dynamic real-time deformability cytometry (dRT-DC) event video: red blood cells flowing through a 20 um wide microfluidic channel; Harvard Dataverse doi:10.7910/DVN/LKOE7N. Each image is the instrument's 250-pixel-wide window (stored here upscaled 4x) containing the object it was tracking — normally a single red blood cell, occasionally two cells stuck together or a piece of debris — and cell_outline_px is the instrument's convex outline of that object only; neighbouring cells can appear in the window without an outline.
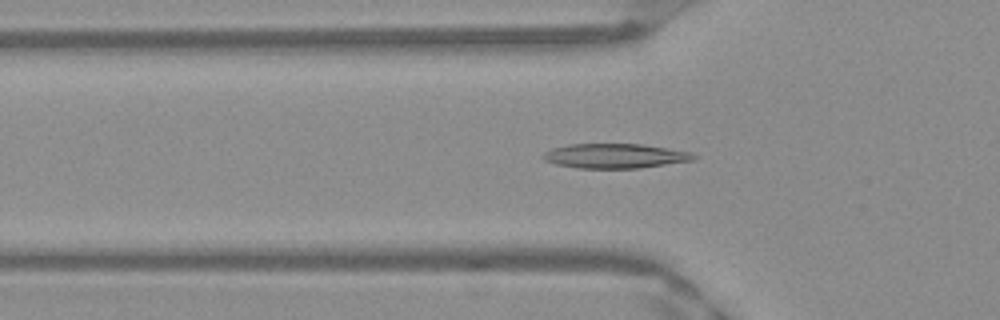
{"species": "Egyptian fruit bat (a non-hibernating species)", "species_latin": "Rousettus aegyptiacus", "temperature_condition": "warm", "stored_images_in_passage": 51, "camera_frame_rate_fps": 3000, "um_per_image_px": 0.085, "frame": {"image": 1, "passage_image": 17, "time_ms": 5.333, "image_size_px": [1000, 320], "cell_outline_px": [[700, 156], [696, 160], [636, 168], [576, 168], [556, 164], [544, 160], [544, 152], [552, 148], [568, 144], [640, 144], [692, 152]], "centroid_in_image_um": [52.31, 13.25], "position_along_channel_um": 73.5, "area_um2": 21.56}}
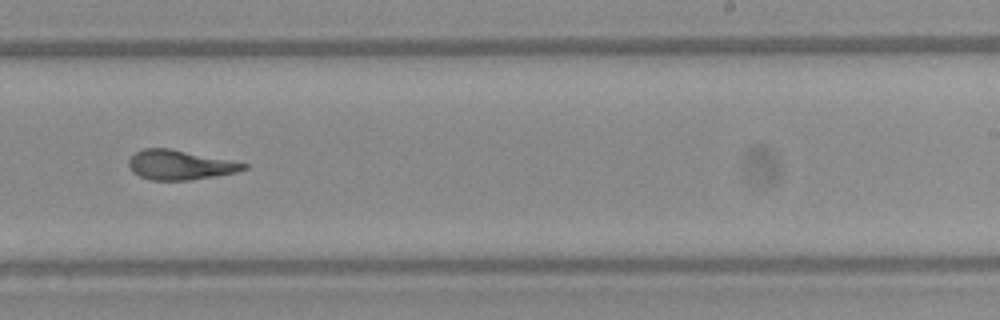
{"frame": {"image": 2, "passage_image": 32, "time_ms": 10.333, "image_size_px": [1000, 320], "cell_outline_px": [[248, 168], [236, 172], [188, 180], [152, 180], [140, 176], [132, 172], [128, 164], [128, 160], [136, 152], [144, 148], [168, 148], [248, 164]], "centroid_in_image_um": [15.25, 14.02], "position_along_channel_um": 273.8, "area_um2": 19.42}}
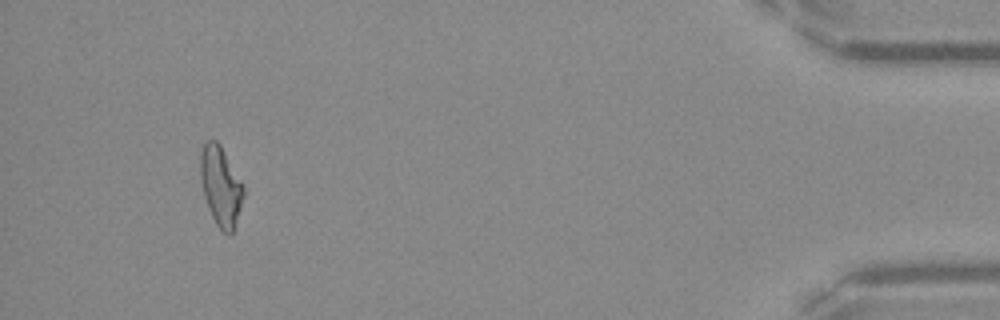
{"frame": {"image": 3, "passage_image": 48, "time_ms": 15.667, "image_size_px": [1000, 320], "cell_outline_px": [[244, 196], [232, 236], [228, 236], [216, 224], [208, 208], [204, 196], [200, 180], [200, 152], [204, 144], [208, 140], [216, 140], [220, 144], [244, 184]], "centroid_in_image_um": [18.77, 15.83], "position_along_channel_um": 416.4, "area_um2": 20.23}, "authors_computed_cell_mechanics": {"area_um2": 20.4034, "velocity_mm_per_s": 3.9802, "shape_relaxation_time_tau1_ms": 5.1223, "shape_relaxation_time_tau2_ms": 2.0245, "deformation_change_tau1": 0.1914, "deformation_change_tau2": 0.103}}